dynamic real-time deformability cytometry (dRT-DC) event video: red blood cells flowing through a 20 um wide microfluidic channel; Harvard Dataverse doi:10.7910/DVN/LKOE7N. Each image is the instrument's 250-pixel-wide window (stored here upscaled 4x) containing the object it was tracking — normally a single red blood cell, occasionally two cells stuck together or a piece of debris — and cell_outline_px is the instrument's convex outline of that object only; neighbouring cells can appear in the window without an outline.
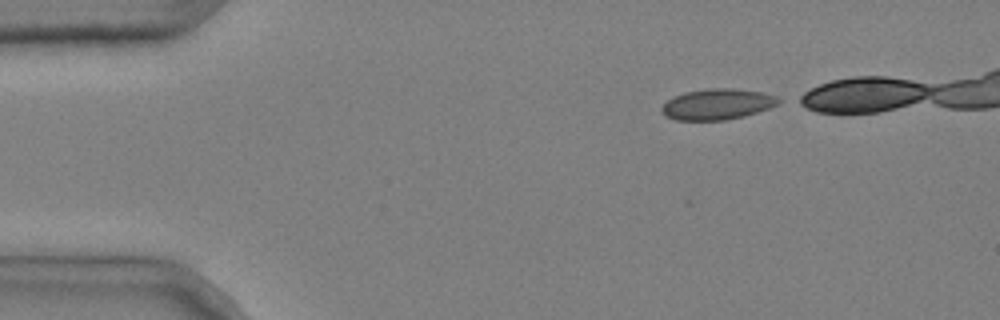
{"species": "common noctule bat (a hibernating species)", "species_latin": "Nyctalus noctula", "temperature_condition": "cold", "stored_images_in_passage": 6, "camera_frame_rate_fps": 3000, "um_per_image_px": 0.085, "animal": {"sex": "male", "body_mass_g": 20.4}, "frame": {"image": 1, "passage_image": 1, "time_ms": 0.0, "image_size_px": [1000, 320], "cell_outline_px": [[784, 100], [768, 108], [744, 116], [724, 120], [676, 120], [668, 116], [660, 108], [672, 96], [684, 92], [708, 88], [732, 88], [760, 92], [776, 96]], "centroid_in_image_um": [60.97, 8.85], "position_along_channel_um": 24.0, "area_um2": 20.81}}